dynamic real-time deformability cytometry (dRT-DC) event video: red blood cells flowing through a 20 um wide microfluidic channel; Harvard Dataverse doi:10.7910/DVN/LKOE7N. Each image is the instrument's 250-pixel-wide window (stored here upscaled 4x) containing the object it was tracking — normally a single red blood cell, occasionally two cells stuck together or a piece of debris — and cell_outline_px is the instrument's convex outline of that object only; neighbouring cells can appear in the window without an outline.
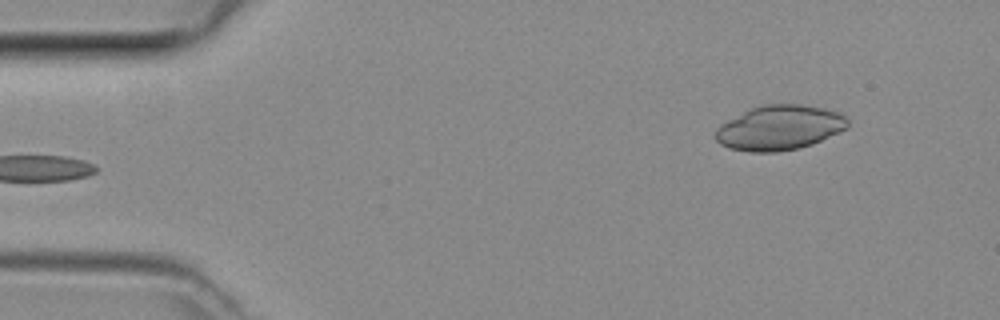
{"species": "common noctule bat (a hibernating species)", "species_latin": "Nyctalus noctula", "temperature_condition": "room temperature", "stored_images_in_passage": 4, "camera_frame_rate_fps": 3000, "um_per_image_px": 0.085, "animal": {"sex": "female", "body_mass_g": 29.2, "forearm_length_mm": 56.3}, "frame": {"image": 1, "passage_image": 4, "time_ms": 1.0, "image_size_px": [1000, 320], "cell_outline_px": [[848, 128], [840, 132], [812, 144], [796, 148], [776, 152], [748, 152], [728, 148], [720, 144], [716, 140], [716, 128], [720, 124], [752, 108], [764, 104], [804, 104], [824, 108], [840, 112], [848, 116]], "centroid_in_image_um": [66.29, 10.85], "position_along_channel_um": 18.7, "area_um2": 34.62}}